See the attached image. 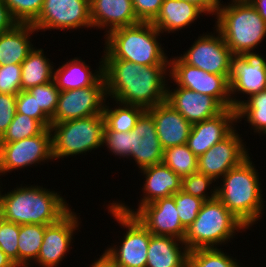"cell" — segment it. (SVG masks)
<instances>
[{"label":"cell","mask_w":266,"mask_h":267,"mask_svg":"<svg viewBox=\"0 0 266 267\" xmlns=\"http://www.w3.org/2000/svg\"><path fill=\"white\" fill-rule=\"evenodd\" d=\"M107 98L148 110L166 101L169 65L145 66L123 59H103Z\"/></svg>","instance_id":"cell-1"},{"label":"cell","mask_w":266,"mask_h":267,"mask_svg":"<svg viewBox=\"0 0 266 267\" xmlns=\"http://www.w3.org/2000/svg\"><path fill=\"white\" fill-rule=\"evenodd\" d=\"M17 187L6 194L0 189V212L8 222L51 225L71 210L58 192L38 185Z\"/></svg>","instance_id":"cell-2"},{"label":"cell","mask_w":266,"mask_h":267,"mask_svg":"<svg viewBox=\"0 0 266 267\" xmlns=\"http://www.w3.org/2000/svg\"><path fill=\"white\" fill-rule=\"evenodd\" d=\"M250 156L230 169L216 186V197L248 229L258 223L264 211L259 172Z\"/></svg>","instance_id":"cell-3"},{"label":"cell","mask_w":266,"mask_h":267,"mask_svg":"<svg viewBox=\"0 0 266 267\" xmlns=\"http://www.w3.org/2000/svg\"><path fill=\"white\" fill-rule=\"evenodd\" d=\"M160 34L150 22L119 27L104 35L105 49L101 57L145 66L169 65V58L158 40Z\"/></svg>","instance_id":"cell-4"},{"label":"cell","mask_w":266,"mask_h":267,"mask_svg":"<svg viewBox=\"0 0 266 267\" xmlns=\"http://www.w3.org/2000/svg\"><path fill=\"white\" fill-rule=\"evenodd\" d=\"M216 19L214 28L222 34L234 56L258 54L254 49L266 36V22L248 0L221 4Z\"/></svg>","instance_id":"cell-5"},{"label":"cell","mask_w":266,"mask_h":267,"mask_svg":"<svg viewBox=\"0 0 266 267\" xmlns=\"http://www.w3.org/2000/svg\"><path fill=\"white\" fill-rule=\"evenodd\" d=\"M244 229L248 228L216 197L203 202L196 219L186 229L183 242L189 251L217 248Z\"/></svg>","instance_id":"cell-6"},{"label":"cell","mask_w":266,"mask_h":267,"mask_svg":"<svg viewBox=\"0 0 266 267\" xmlns=\"http://www.w3.org/2000/svg\"><path fill=\"white\" fill-rule=\"evenodd\" d=\"M103 114L51 123L53 160L82 155L103 146Z\"/></svg>","instance_id":"cell-7"},{"label":"cell","mask_w":266,"mask_h":267,"mask_svg":"<svg viewBox=\"0 0 266 267\" xmlns=\"http://www.w3.org/2000/svg\"><path fill=\"white\" fill-rule=\"evenodd\" d=\"M108 206V213L127 230L120 245L106 248L105 254L117 267H145L150 232L135 215L123 212L114 202Z\"/></svg>","instance_id":"cell-8"},{"label":"cell","mask_w":266,"mask_h":267,"mask_svg":"<svg viewBox=\"0 0 266 267\" xmlns=\"http://www.w3.org/2000/svg\"><path fill=\"white\" fill-rule=\"evenodd\" d=\"M169 77L176 87L214 97L224 108H231L230 80L224 75L208 73L188 65L180 57L169 59Z\"/></svg>","instance_id":"cell-9"},{"label":"cell","mask_w":266,"mask_h":267,"mask_svg":"<svg viewBox=\"0 0 266 267\" xmlns=\"http://www.w3.org/2000/svg\"><path fill=\"white\" fill-rule=\"evenodd\" d=\"M213 34L211 32L198 36L192 46L179 57L188 65L208 73L224 75L230 80L234 55L217 29Z\"/></svg>","instance_id":"cell-10"},{"label":"cell","mask_w":266,"mask_h":267,"mask_svg":"<svg viewBox=\"0 0 266 267\" xmlns=\"http://www.w3.org/2000/svg\"><path fill=\"white\" fill-rule=\"evenodd\" d=\"M49 160L53 161L50 128L30 138L0 143V176Z\"/></svg>","instance_id":"cell-11"},{"label":"cell","mask_w":266,"mask_h":267,"mask_svg":"<svg viewBox=\"0 0 266 267\" xmlns=\"http://www.w3.org/2000/svg\"><path fill=\"white\" fill-rule=\"evenodd\" d=\"M107 100L106 85L102 76L93 86L60 91L57 108L51 123H61L103 114Z\"/></svg>","instance_id":"cell-12"},{"label":"cell","mask_w":266,"mask_h":267,"mask_svg":"<svg viewBox=\"0 0 266 267\" xmlns=\"http://www.w3.org/2000/svg\"><path fill=\"white\" fill-rule=\"evenodd\" d=\"M32 26L38 32L92 28L90 0H44L40 15Z\"/></svg>","instance_id":"cell-13"},{"label":"cell","mask_w":266,"mask_h":267,"mask_svg":"<svg viewBox=\"0 0 266 267\" xmlns=\"http://www.w3.org/2000/svg\"><path fill=\"white\" fill-rule=\"evenodd\" d=\"M248 150L235 128L225 139L198 157L197 171L218 182L217 179L249 156Z\"/></svg>","instance_id":"cell-14"},{"label":"cell","mask_w":266,"mask_h":267,"mask_svg":"<svg viewBox=\"0 0 266 267\" xmlns=\"http://www.w3.org/2000/svg\"><path fill=\"white\" fill-rule=\"evenodd\" d=\"M70 210L58 222L45 225L44 239L40 252L33 263L41 267H58L71 249V241L78 230L80 222L77 213ZM70 248V249H69Z\"/></svg>","instance_id":"cell-15"},{"label":"cell","mask_w":266,"mask_h":267,"mask_svg":"<svg viewBox=\"0 0 266 267\" xmlns=\"http://www.w3.org/2000/svg\"><path fill=\"white\" fill-rule=\"evenodd\" d=\"M145 176L142 192L143 198L139 201L137 209L129 208L123 202L113 201L123 212L134 215L142 206L158 199L170 197L182 190V178L173 172L163 162L141 169Z\"/></svg>","instance_id":"cell-16"},{"label":"cell","mask_w":266,"mask_h":267,"mask_svg":"<svg viewBox=\"0 0 266 267\" xmlns=\"http://www.w3.org/2000/svg\"><path fill=\"white\" fill-rule=\"evenodd\" d=\"M134 215L152 235L176 237L183 241L186 229L181 224L172 196L145 204Z\"/></svg>","instance_id":"cell-17"},{"label":"cell","mask_w":266,"mask_h":267,"mask_svg":"<svg viewBox=\"0 0 266 267\" xmlns=\"http://www.w3.org/2000/svg\"><path fill=\"white\" fill-rule=\"evenodd\" d=\"M235 122L237 123V109L225 108L218 115L193 124L186 144L198 158L225 139L235 129Z\"/></svg>","instance_id":"cell-18"},{"label":"cell","mask_w":266,"mask_h":267,"mask_svg":"<svg viewBox=\"0 0 266 267\" xmlns=\"http://www.w3.org/2000/svg\"><path fill=\"white\" fill-rule=\"evenodd\" d=\"M131 155L139 170L163 161L164 150L156 132L152 115L145 110L130 131Z\"/></svg>","instance_id":"cell-19"},{"label":"cell","mask_w":266,"mask_h":267,"mask_svg":"<svg viewBox=\"0 0 266 267\" xmlns=\"http://www.w3.org/2000/svg\"><path fill=\"white\" fill-rule=\"evenodd\" d=\"M167 86L166 102L192 125L221 113L225 108L214 98L184 87Z\"/></svg>","instance_id":"cell-20"},{"label":"cell","mask_w":266,"mask_h":267,"mask_svg":"<svg viewBox=\"0 0 266 267\" xmlns=\"http://www.w3.org/2000/svg\"><path fill=\"white\" fill-rule=\"evenodd\" d=\"M263 90H266V59L261 54L233 56L231 97L242 93L248 98Z\"/></svg>","instance_id":"cell-21"},{"label":"cell","mask_w":266,"mask_h":267,"mask_svg":"<svg viewBox=\"0 0 266 267\" xmlns=\"http://www.w3.org/2000/svg\"><path fill=\"white\" fill-rule=\"evenodd\" d=\"M147 111L154 119L163 150L187 143L192 124L168 102L157 104Z\"/></svg>","instance_id":"cell-22"},{"label":"cell","mask_w":266,"mask_h":267,"mask_svg":"<svg viewBox=\"0 0 266 267\" xmlns=\"http://www.w3.org/2000/svg\"><path fill=\"white\" fill-rule=\"evenodd\" d=\"M92 28H106V34L119 27L140 23L132 0H90Z\"/></svg>","instance_id":"cell-23"},{"label":"cell","mask_w":266,"mask_h":267,"mask_svg":"<svg viewBox=\"0 0 266 267\" xmlns=\"http://www.w3.org/2000/svg\"><path fill=\"white\" fill-rule=\"evenodd\" d=\"M188 252L182 240L150 233L145 267H187Z\"/></svg>","instance_id":"cell-24"},{"label":"cell","mask_w":266,"mask_h":267,"mask_svg":"<svg viewBox=\"0 0 266 267\" xmlns=\"http://www.w3.org/2000/svg\"><path fill=\"white\" fill-rule=\"evenodd\" d=\"M202 14L205 13L192 3L182 0H163L158 15L151 23L161 33L169 34L190 26Z\"/></svg>","instance_id":"cell-25"},{"label":"cell","mask_w":266,"mask_h":267,"mask_svg":"<svg viewBox=\"0 0 266 267\" xmlns=\"http://www.w3.org/2000/svg\"><path fill=\"white\" fill-rule=\"evenodd\" d=\"M69 60L57 70L54 69L53 80L60 91L93 86L103 76V58L100 59L98 70H92L82 58Z\"/></svg>","instance_id":"cell-26"},{"label":"cell","mask_w":266,"mask_h":267,"mask_svg":"<svg viewBox=\"0 0 266 267\" xmlns=\"http://www.w3.org/2000/svg\"><path fill=\"white\" fill-rule=\"evenodd\" d=\"M38 32L32 24H16L0 34V66L21 64L34 48L31 35Z\"/></svg>","instance_id":"cell-27"},{"label":"cell","mask_w":266,"mask_h":267,"mask_svg":"<svg viewBox=\"0 0 266 267\" xmlns=\"http://www.w3.org/2000/svg\"><path fill=\"white\" fill-rule=\"evenodd\" d=\"M50 59L44 55L42 48L34 47L27 58L21 63V88L46 84L53 80L54 67Z\"/></svg>","instance_id":"cell-28"},{"label":"cell","mask_w":266,"mask_h":267,"mask_svg":"<svg viewBox=\"0 0 266 267\" xmlns=\"http://www.w3.org/2000/svg\"><path fill=\"white\" fill-rule=\"evenodd\" d=\"M231 101L232 108L237 109V122L245 118L255 133L266 135V90L253 94L248 100L232 96Z\"/></svg>","instance_id":"cell-29"},{"label":"cell","mask_w":266,"mask_h":267,"mask_svg":"<svg viewBox=\"0 0 266 267\" xmlns=\"http://www.w3.org/2000/svg\"><path fill=\"white\" fill-rule=\"evenodd\" d=\"M45 225H19L18 235V267H29L40 252L44 239Z\"/></svg>","instance_id":"cell-30"},{"label":"cell","mask_w":266,"mask_h":267,"mask_svg":"<svg viewBox=\"0 0 266 267\" xmlns=\"http://www.w3.org/2000/svg\"><path fill=\"white\" fill-rule=\"evenodd\" d=\"M116 108H111L109 102L104 105L103 116L105 125L111 130L116 132H129L136 126L137 120L140 115L145 111L144 108L133 105H125L115 101Z\"/></svg>","instance_id":"cell-31"},{"label":"cell","mask_w":266,"mask_h":267,"mask_svg":"<svg viewBox=\"0 0 266 267\" xmlns=\"http://www.w3.org/2000/svg\"><path fill=\"white\" fill-rule=\"evenodd\" d=\"M162 162L181 178L197 172L198 158L187 144L164 149Z\"/></svg>","instance_id":"cell-32"},{"label":"cell","mask_w":266,"mask_h":267,"mask_svg":"<svg viewBox=\"0 0 266 267\" xmlns=\"http://www.w3.org/2000/svg\"><path fill=\"white\" fill-rule=\"evenodd\" d=\"M236 260L221 248L196 249L188 252L187 267H242Z\"/></svg>","instance_id":"cell-33"},{"label":"cell","mask_w":266,"mask_h":267,"mask_svg":"<svg viewBox=\"0 0 266 267\" xmlns=\"http://www.w3.org/2000/svg\"><path fill=\"white\" fill-rule=\"evenodd\" d=\"M45 127L36 119L15 113L8 129L0 137V143H10L40 134Z\"/></svg>","instance_id":"cell-34"},{"label":"cell","mask_w":266,"mask_h":267,"mask_svg":"<svg viewBox=\"0 0 266 267\" xmlns=\"http://www.w3.org/2000/svg\"><path fill=\"white\" fill-rule=\"evenodd\" d=\"M215 182L216 181L212 177L197 171L182 178V191L186 194L200 198L203 201L212 200L216 198V184L213 185V189H211L209 193L207 192V189L209 190L210 186L212 187V183Z\"/></svg>","instance_id":"cell-35"},{"label":"cell","mask_w":266,"mask_h":267,"mask_svg":"<svg viewBox=\"0 0 266 267\" xmlns=\"http://www.w3.org/2000/svg\"><path fill=\"white\" fill-rule=\"evenodd\" d=\"M13 19L19 24H33L43 7L44 0H4Z\"/></svg>","instance_id":"cell-36"},{"label":"cell","mask_w":266,"mask_h":267,"mask_svg":"<svg viewBox=\"0 0 266 267\" xmlns=\"http://www.w3.org/2000/svg\"><path fill=\"white\" fill-rule=\"evenodd\" d=\"M27 91L35 97L37 105L51 119L56 111L60 92L55 81L31 87Z\"/></svg>","instance_id":"cell-37"},{"label":"cell","mask_w":266,"mask_h":267,"mask_svg":"<svg viewBox=\"0 0 266 267\" xmlns=\"http://www.w3.org/2000/svg\"><path fill=\"white\" fill-rule=\"evenodd\" d=\"M172 197L174 198L181 224L187 229L196 219L204 201L186 194L182 190L173 194Z\"/></svg>","instance_id":"cell-38"},{"label":"cell","mask_w":266,"mask_h":267,"mask_svg":"<svg viewBox=\"0 0 266 267\" xmlns=\"http://www.w3.org/2000/svg\"><path fill=\"white\" fill-rule=\"evenodd\" d=\"M19 225L0 220V249L18 266Z\"/></svg>","instance_id":"cell-39"},{"label":"cell","mask_w":266,"mask_h":267,"mask_svg":"<svg viewBox=\"0 0 266 267\" xmlns=\"http://www.w3.org/2000/svg\"><path fill=\"white\" fill-rule=\"evenodd\" d=\"M16 113L38 120L45 128H50L51 119L37 105L35 97L27 90H21L16 95Z\"/></svg>","instance_id":"cell-40"},{"label":"cell","mask_w":266,"mask_h":267,"mask_svg":"<svg viewBox=\"0 0 266 267\" xmlns=\"http://www.w3.org/2000/svg\"><path fill=\"white\" fill-rule=\"evenodd\" d=\"M130 131L116 132L111 131L106 125L103 132V146L105 145L112 155L119 158H127L131 155Z\"/></svg>","instance_id":"cell-41"},{"label":"cell","mask_w":266,"mask_h":267,"mask_svg":"<svg viewBox=\"0 0 266 267\" xmlns=\"http://www.w3.org/2000/svg\"><path fill=\"white\" fill-rule=\"evenodd\" d=\"M21 90V64L0 66V93L17 95Z\"/></svg>","instance_id":"cell-42"},{"label":"cell","mask_w":266,"mask_h":267,"mask_svg":"<svg viewBox=\"0 0 266 267\" xmlns=\"http://www.w3.org/2000/svg\"><path fill=\"white\" fill-rule=\"evenodd\" d=\"M135 15L140 22H152L158 15L163 0H132Z\"/></svg>","instance_id":"cell-43"},{"label":"cell","mask_w":266,"mask_h":267,"mask_svg":"<svg viewBox=\"0 0 266 267\" xmlns=\"http://www.w3.org/2000/svg\"><path fill=\"white\" fill-rule=\"evenodd\" d=\"M16 113V95L0 93V137L8 129Z\"/></svg>","instance_id":"cell-44"},{"label":"cell","mask_w":266,"mask_h":267,"mask_svg":"<svg viewBox=\"0 0 266 267\" xmlns=\"http://www.w3.org/2000/svg\"><path fill=\"white\" fill-rule=\"evenodd\" d=\"M16 24L4 0H0V34L11 30Z\"/></svg>","instance_id":"cell-45"},{"label":"cell","mask_w":266,"mask_h":267,"mask_svg":"<svg viewBox=\"0 0 266 267\" xmlns=\"http://www.w3.org/2000/svg\"><path fill=\"white\" fill-rule=\"evenodd\" d=\"M188 3H192L200 8L205 14L217 15L218 9L221 6V0H182Z\"/></svg>","instance_id":"cell-46"},{"label":"cell","mask_w":266,"mask_h":267,"mask_svg":"<svg viewBox=\"0 0 266 267\" xmlns=\"http://www.w3.org/2000/svg\"><path fill=\"white\" fill-rule=\"evenodd\" d=\"M90 267H117L114 262L105 254V252L96 261L92 262Z\"/></svg>","instance_id":"cell-47"},{"label":"cell","mask_w":266,"mask_h":267,"mask_svg":"<svg viewBox=\"0 0 266 267\" xmlns=\"http://www.w3.org/2000/svg\"><path fill=\"white\" fill-rule=\"evenodd\" d=\"M266 22V0H248Z\"/></svg>","instance_id":"cell-48"},{"label":"cell","mask_w":266,"mask_h":267,"mask_svg":"<svg viewBox=\"0 0 266 267\" xmlns=\"http://www.w3.org/2000/svg\"><path fill=\"white\" fill-rule=\"evenodd\" d=\"M0 267H18L5 253L0 249Z\"/></svg>","instance_id":"cell-49"}]
</instances>
